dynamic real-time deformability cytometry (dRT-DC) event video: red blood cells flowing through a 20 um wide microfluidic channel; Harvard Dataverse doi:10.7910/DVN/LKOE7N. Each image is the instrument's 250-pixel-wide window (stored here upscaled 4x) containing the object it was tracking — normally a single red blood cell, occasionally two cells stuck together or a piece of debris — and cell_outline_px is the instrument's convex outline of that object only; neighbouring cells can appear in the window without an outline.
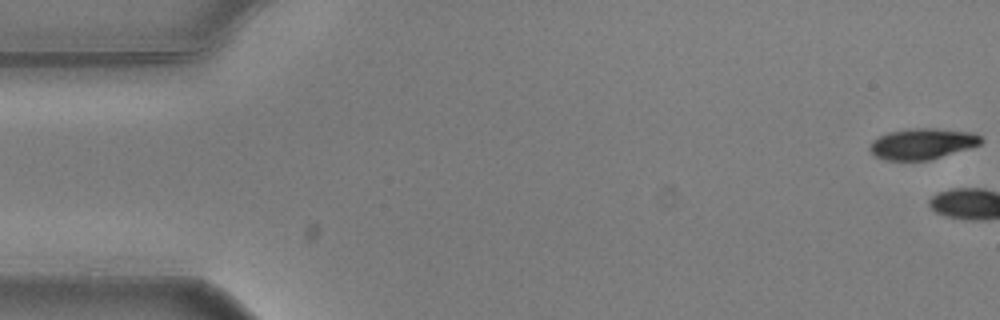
{"species": "common noctule bat (a hibernating species)", "species_latin": "Nyctalus noctula", "temperature_condition": "warm", "stored_images_in_passage": 4, "camera_frame_rate_fps": 3000, "um_per_image_px": 0.085, "animal": {"sex": "male", "body_mass_g": 20.5, "forearm_length_mm": 52.5}, "frame": {"image": 1, "passage_image": 1, "time_ms": 0.0, "image_size_px": [1000, 320], "cell_outline_px": [[984, 140], [980, 144], [968, 148], [928, 160], [884, 160], [876, 156], [868, 148], [872, 140], [888, 132], [908, 128], [936, 128], [972, 132], [980, 136]], "centroid_in_image_um": [78.37, 12.2], "position_along_channel_um": 6.6, "area_um2": 19.94}}